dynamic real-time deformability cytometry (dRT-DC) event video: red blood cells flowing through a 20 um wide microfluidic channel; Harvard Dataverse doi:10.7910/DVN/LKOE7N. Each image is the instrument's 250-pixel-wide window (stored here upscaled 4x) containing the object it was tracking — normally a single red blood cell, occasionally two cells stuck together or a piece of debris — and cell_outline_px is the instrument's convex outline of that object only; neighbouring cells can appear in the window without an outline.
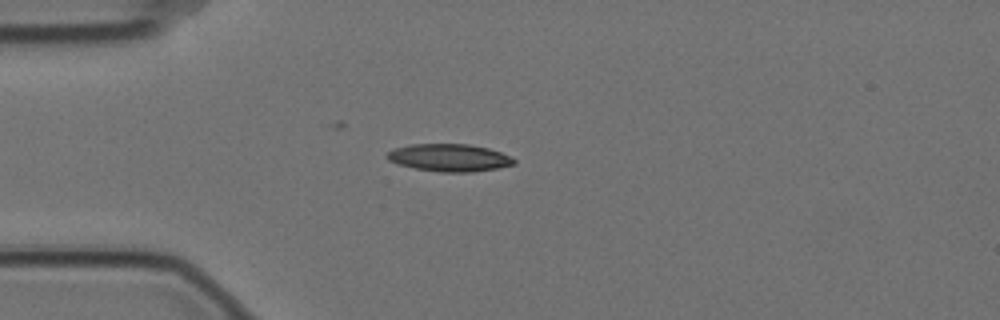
{"species": "Egyptian fruit bat (a non-hibernating species)", "species_latin": "Rousettus aegyptiacus", "temperature_condition": "cold", "stored_images_in_passage": 35, "camera_frame_rate_fps": 3000, "um_per_image_px": 0.085, "animal": {"sex": "female"}, "frame": {"image": 1, "passage_image": 7, "time_ms": 2.0, "image_size_px": [1000, 320], "cell_outline_px": [[516, 164], [496, 168], [472, 172], [440, 172], [416, 168], [396, 164], [388, 160], [384, 156], [388, 152], [396, 148], [408, 144], [468, 144], [488, 148], [512, 156], [516, 160]], "centroid_in_image_um": [38.19, 13.4], "position_along_channel_um": 46.8, "area_um2": 20.4}}
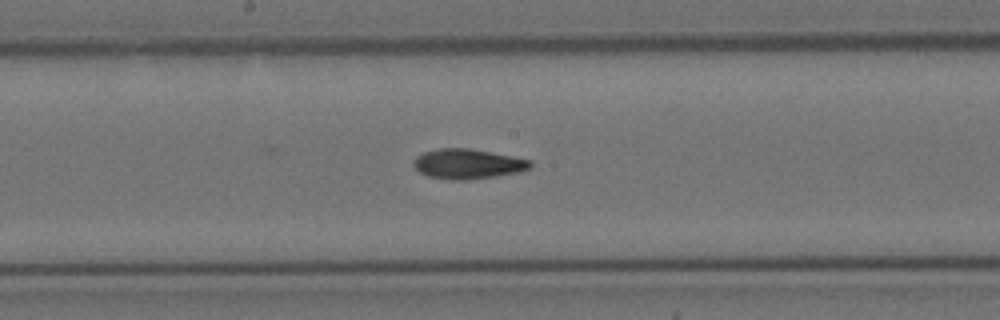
{"frame": {"image": 2, "passage_image": 22, "time_ms": 7.0, "image_size_px": [1000, 320], "cell_outline_px": [[532, 168], [520, 172], [496, 176], [468, 180], [452, 180], [428, 176], [420, 172], [412, 164], [412, 160], [416, 156], [424, 152], [440, 148], [468, 148], [512, 156], [532, 160]], "centroid_in_image_um": [39.77, 13.93], "position_along_channel_um": 208.4, "area_um2": 20.46}}
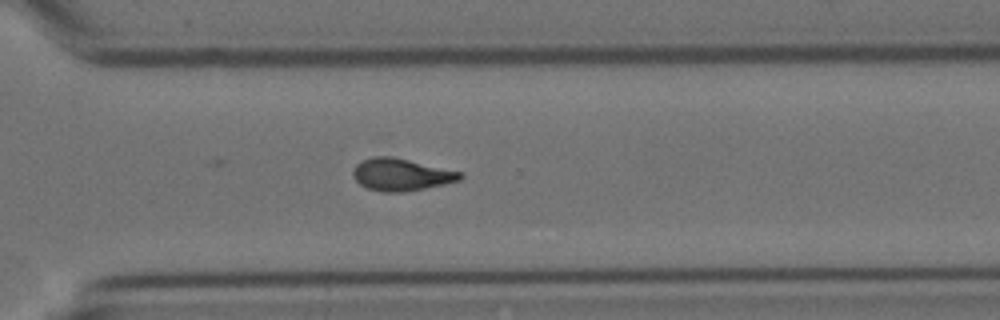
{"frame": {"image": 3, "passage_image": 33, "time_ms": 10.667, "image_size_px": [1000, 320], "cell_outline_px": [[464, 176], [460, 180], [444, 184], [404, 192], [384, 192], [368, 188], [360, 184], [352, 176], [352, 172], [356, 164], [360, 160], [372, 156], [392, 156], [464, 172]], "centroid_in_image_um": [34.1, 14.82], "position_along_channel_um": 336.5, "area_um2": 20.29}}